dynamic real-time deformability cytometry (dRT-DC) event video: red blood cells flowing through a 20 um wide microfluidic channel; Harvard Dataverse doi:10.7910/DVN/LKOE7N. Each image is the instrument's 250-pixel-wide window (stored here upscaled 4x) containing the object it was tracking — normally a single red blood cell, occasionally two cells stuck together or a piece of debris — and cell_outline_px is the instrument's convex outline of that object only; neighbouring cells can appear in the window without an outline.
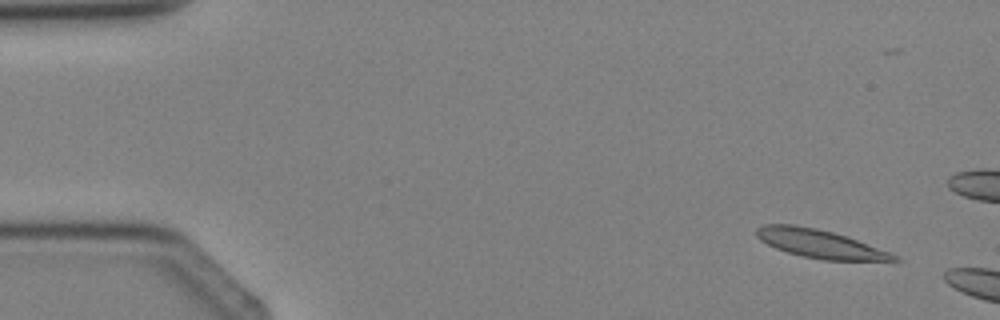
{"species": "Egyptian fruit bat (a non-hibernating species)", "species_latin": "Rousettus aegyptiacus", "temperature_condition": "cold", "stored_images_in_passage": 2, "camera_frame_rate_fps": 3000, "um_per_image_px": 0.085, "animal": {"sex": "female"}, "frame": {"image": 1, "passage_image": 1, "time_ms": 0.0, "image_size_px": [1000, 320], "cell_outline_px": [[900, 260], [824, 260], [804, 256], [788, 252], [776, 248], [760, 240], [756, 236], [756, 228], [764, 224], [792, 224], [816, 228], [832, 232], [892, 252], [900, 256]], "centroid_in_image_um": [69.68, 20.71], "position_along_channel_um": 15.3, "area_um2": 22.43}}